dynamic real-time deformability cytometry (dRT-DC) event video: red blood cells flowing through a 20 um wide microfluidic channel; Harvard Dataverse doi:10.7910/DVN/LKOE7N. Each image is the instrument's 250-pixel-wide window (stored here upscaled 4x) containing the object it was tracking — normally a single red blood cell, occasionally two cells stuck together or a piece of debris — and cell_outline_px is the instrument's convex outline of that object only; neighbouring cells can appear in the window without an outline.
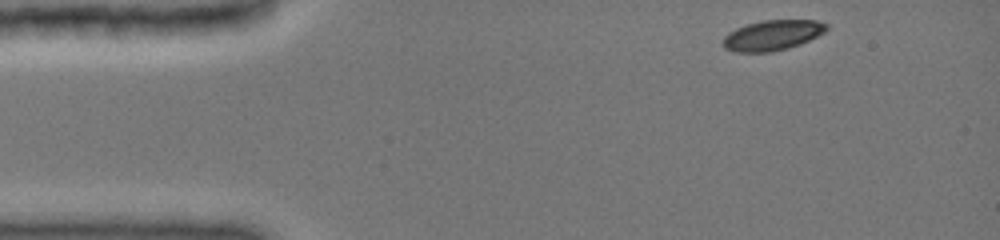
{"species": "common noctule bat (a hibernating species)", "species_latin": "Nyctalus noctula", "temperature_condition": "cold", "stored_images_in_passage": 16, "camera_frame_rate_fps": 3000, "um_per_image_px": 0.085, "animal": {"sex": "female", "body_mass_g": 19.0, "forearm_length_mm": 51.5}, "frame": {"image": 1, "passage_image": 1, "time_ms": 0.0, "image_size_px": [1000, 240], "cell_outline_px": [[828, 28], [824, 32], [808, 40], [784, 48], [768, 52], [736, 52], [724, 48], [724, 36], [728, 32], [736, 28], [748, 24], [764, 20], [816, 20], [828, 24]], "centroid_in_image_um": [65.63, 2.98], "position_along_channel_um": 19.4, "area_um2": 17.86}}
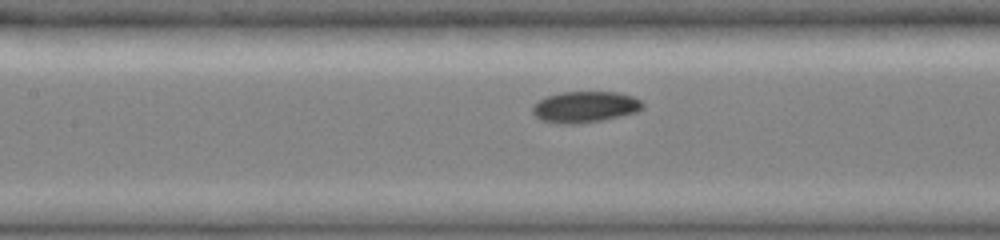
{"frame": {"image": 2, "passage_image": 14, "time_ms": 5.333, "image_size_px": [1000, 240], "cell_outline_px": [[644, 108], [636, 112], [620, 116], [600, 120], [572, 124], [564, 124], [540, 120], [532, 112], [532, 108], [540, 100], [548, 96], [560, 92], [616, 92], [632, 96], [640, 100], [644, 104]], "centroid_in_image_um": [49.74, 9.08], "position_along_channel_um": 157.7, "area_um2": 19.77}}
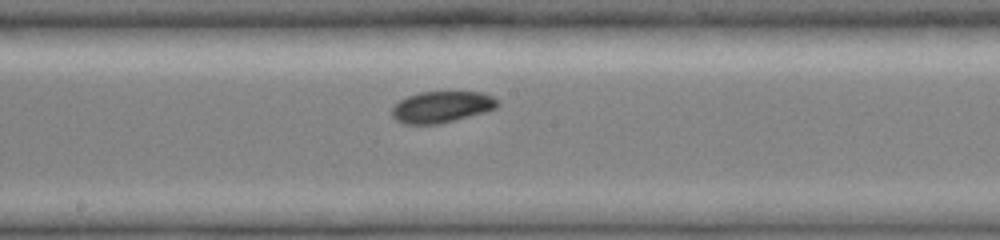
{"frame": {"image": 3, "passage_image": 16, "time_ms": 6.667, "image_size_px": [1000, 240], "cell_outline_px": [[500, 104], [496, 108], [484, 112], [436, 124], [404, 124], [396, 120], [392, 116], [392, 108], [400, 100], [408, 96], [420, 92], [480, 92], [492, 96], [500, 100]], "centroid_in_image_um": [37.55, 9.08], "position_along_channel_um": 210.7, "area_um2": 19.13}}